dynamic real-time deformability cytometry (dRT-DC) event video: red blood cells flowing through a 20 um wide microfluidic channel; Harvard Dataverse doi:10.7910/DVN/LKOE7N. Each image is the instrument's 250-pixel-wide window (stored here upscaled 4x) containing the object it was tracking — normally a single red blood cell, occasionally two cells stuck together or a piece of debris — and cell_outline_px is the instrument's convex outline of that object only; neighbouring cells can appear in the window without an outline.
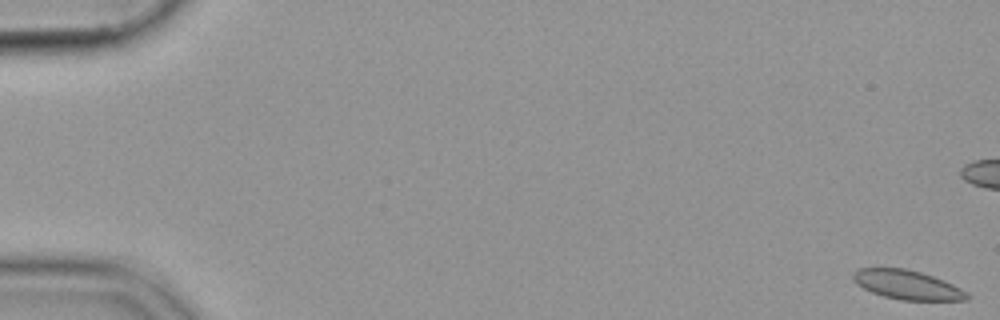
{"species": "common noctule bat (a hibernating species)", "species_latin": "Nyctalus noctula", "temperature_condition": "cold", "stored_images_in_passage": 57, "camera_frame_rate_fps": 3000, "um_per_image_px": 0.085, "animal": {"sex": "female", "body_mass_g": 19.9}, "frame": {"image": 1, "passage_image": 1, "time_ms": 0.0, "image_size_px": [1000, 320], "cell_outline_px": [[968, 300], [900, 300], [884, 296], [872, 292], [856, 284], [852, 280], [852, 272], [856, 268], [904, 268], [920, 272], [932, 276], [952, 284], [968, 292]], "centroid_in_image_um": [77.06, 24.2], "position_along_channel_um": 7.9, "area_um2": 19.31}}
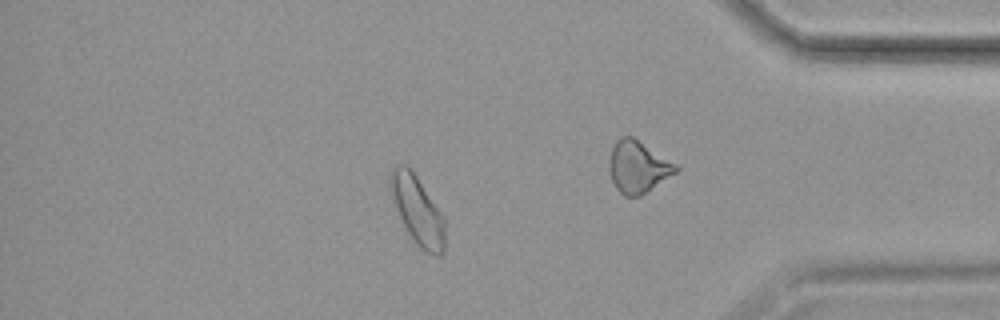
{"frame": {"image": 2, "passage_image": 49, "time_ms": 16.0, "image_size_px": [1000, 320], "cell_outline_px": [[444, 248], [440, 256], [436, 256], [420, 248], [416, 244], [408, 232], [396, 208], [388, 180], [388, 176], [392, 168], [396, 164], [404, 164], [416, 176], [444, 216]], "centroid_in_image_um": [35.48, 17.86], "position_along_channel_um": 399.7, "area_um2": 21.33}}